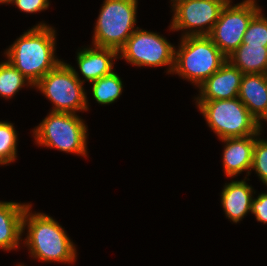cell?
Returning a JSON list of instances; mask_svg holds the SVG:
<instances>
[{
    "instance_id": "cell-23",
    "label": "cell",
    "mask_w": 267,
    "mask_h": 266,
    "mask_svg": "<svg viewBox=\"0 0 267 266\" xmlns=\"http://www.w3.org/2000/svg\"><path fill=\"white\" fill-rule=\"evenodd\" d=\"M21 11L26 13L41 12L49 7V0H11Z\"/></svg>"
},
{
    "instance_id": "cell-11",
    "label": "cell",
    "mask_w": 267,
    "mask_h": 266,
    "mask_svg": "<svg viewBox=\"0 0 267 266\" xmlns=\"http://www.w3.org/2000/svg\"><path fill=\"white\" fill-rule=\"evenodd\" d=\"M243 73L228 60L206 79L199 88L196 101H212L237 98Z\"/></svg>"
},
{
    "instance_id": "cell-25",
    "label": "cell",
    "mask_w": 267,
    "mask_h": 266,
    "mask_svg": "<svg viewBox=\"0 0 267 266\" xmlns=\"http://www.w3.org/2000/svg\"><path fill=\"white\" fill-rule=\"evenodd\" d=\"M261 120H264V121H267V111L266 113L258 120V124H259V127H260V130L262 131V127H261Z\"/></svg>"
},
{
    "instance_id": "cell-16",
    "label": "cell",
    "mask_w": 267,
    "mask_h": 266,
    "mask_svg": "<svg viewBox=\"0 0 267 266\" xmlns=\"http://www.w3.org/2000/svg\"><path fill=\"white\" fill-rule=\"evenodd\" d=\"M238 98L259 120L267 111V74H243Z\"/></svg>"
},
{
    "instance_id": "cell-3",
    "label": "cell",
    "mask_w": 267,
    "mask_h": 266,
    "mask_svg": "<svg viewBox=\"0 0 267 266\" xmlns=\"http://www.w3.org/2000/svg\"><path fill=\"white\" fill-rule=\"evenodd\" d=\"M227 61V57L208 35L181 38L175 50L172 73L187 79L197 87L208 79Z\"/></svg>"
},
{
    "instance_id": "cell-5",
    "label": "cell",
    "mask_w": 267,
    "mask_h": 266,
    "mask_svg": "<svg viewBox=\"0 0 267 266\" xmlns=\"http://www.w3.org/2000/svg\"><path fill=\"white\" fill-rule=\"evenodd\" d=\"M86 126L77 114L50 112L33 134L38 145L87 156Z\"/></svg>"
},
{
    "instance_id": "cell-9",
    "label": "cell",
    "mask_w": 267,
    "mask_h": 266,
    "mask_svg": "<svg viewBox=\"0 0 267 266\" xmlns=\"http://www.w3.org/2000/svg\"><path fill=\"white\" fill-rule=\"evenodd\" d=\"M230 2L231 0L223 7L208 35L226 57L243 43L249 22L261 10L256 0H244L234 6Z\"/></svg>"
},
{
    "instance_id": "cell-8",
    "label": "cell",
    "mask_w": 267,
    "mask_h": 266,
    "mask_svg": "<svg viewBox=\"0 0 267 266\" xmlns=\"http://www.w3.org/2000/svg\"><path fill=\"white\" fill-rule=\"evenodd\" d=\"M119 58L135 66H169L168 73L174 68L175 46L166 38L154 32L136 28L125 45L118 51Z\"/></svg>"
},
{
    "instance_id": "cell-14",
    "label": "cell",
    "mask_w": 267,
    "mask_h": 266,
    "mask_svg": "<svg viewBox=\"0 0 267 266\" xmlns=\"http://www.w3.org/2000/svg\"><path fill=\"white\" fill-rule=\"evenodd\" d=\"M29 204L0 201V248L18 249L23 233L24 211Z\"/></svg>"
},
{
    "instance_id": "cell-1",
    "label": "cell",
    "mask_w": 267,
    "mask_h": 266,
    "mask_svg": "<svg viewBox=\"0 0 267 266\" xmlns=\"http://www.w3.org/2000/svg\"><path fill=\"white\" fill-rule=\"evenodd\" d=\"M55 30L45 23L27 30L6 50L8 62L34 85L62 61L55 57Z\"/></svg>"
},
{
    "instance_id": "cell-20",
    "label": "cell",
    "mask_w": 267,
    "mask_h": 266,
    "mask_svg": "<svg viewBox=\"0 0 267 266\" xmlns=\"http://www.w3.org/2000/svg\"><path fill=\"white\" fill-rule=\"evenodd\" d=\"M17 133L10 122L0 121V165L9 164L16 159Z\"/></svg>"
},
{
    "instance_id": "cell-18",
    "label": "cell",
    "mask_w": 267,
    "mask_h": 266,
    "mask_svg": "<svg viewBox=\"0 0 267 266\" xmlns=\"http://www.w3.org/2000/svg\"><path fill=\"white\" fill-rule=\"evenodd\" d=\"M92 83V94L99 104H111L116 101L123 90L122 80L114 71Z\"/></svg>"
},
{
    "instance_id": "cell-12",
    "label": "cell",
    "mask_w": 267,
    "mask_h": 266,
    "mask_svg": "<svg viewBox=\"0 0 267 266\" xmlns=\"http://www.w3.org/2000/svg\"><path fill=\"white\" fill-rule=\"evenodd\" d=\"M256 135L222 139L226 143L223 151L224 173L228 177H234L243 171L250 175L253 149Z\"/></svg>"
},
{
    "instance_id": "cell-21",
    "label": "cell",
    "mask_w": 267,
    "mask_h": 266,
    "mask_svg": "<svg viewBox=\"0 0 267 266\" xmlns=\"http://www.w3.org/2000/svg\"><path fill=\"white\" fill-rule=\"evenodd\" d=\"M260 10L249 22L242 44L267 47V17Z\"/></svg>"
},
{
    "instance_id": "cell-15",
    "label": "cell",
    "mask_w": 267,
    "mask_h": 266,
    "mask_svg": "<svg viewBox=\"0 0 267 266\" xmlns=\"http://www.w3.org/2000/svg\"><path fill=\"white\" fill-rule=\"evenodd\" d=\"M246 177L241 181L226 183L221 192V203L228 219L234 223L239 222L251 212V202L254 197L252 186L246 182Z\"/></svg>"
},
{
    "instance_id": "cell-6",
    "label": "cell",
    "mask_w": 267,
    "mask_h": 266,
    "mask_svg": "<svg viewBox=\"0 0 267 266\" xmlns=\"http://www.w3.org/2000/svg\"><path fill=\"white\" fill-rule=\"evenodd\" d=\"M83 81L71 65L61 62L49 71L34 86L53 104L51 112L73 113L87 111L88 100Z\"/></svg>"
},
{
    "instance_id": "cell-10",
    "label": "cell",
    "mask_w": 267,
    "mask_h": 266,
    "mask_svg": "<svg viewBox=\"0 0 267 266\" xmlns=\"http://www.w3.org/2000/svg\"><path fill=\"white\" fill-rule=\"evenodd\" d=\"M171 30H186L182 37L209 35L229 0H171ZM206 27V28H205ZM197 28V29H196Z\"/></svg>"
},
{
    "instance_id": "cell-24",
    "label": "cell",
    "mask_w": 267,
    "mask_h": 266,
    "mask_svg": "<svg viewBox=\"0 0 267 266\" xmlns=\"http://www.w3.org/2000/svg\"><path fill=\"white\" fill-rule=\"evenodd\" d=\"M251 213L257 221L267 224V193L259 194L257 198L252 199Z\"/></svg>"
},
{
    "instance_id": "cell-2",
    "label": "cell",
    "mask_w": 267,
    "mask_h": 266,
    "mask_svg": "<svg viewBox=\"0 0 267 266\" xmlns=\"http://www.w3.org/2000/svg\"><path fill=\"white\" fill-rule=\"evenodd\" d=\"M30 208L31 204L24 211L23 231L27 226L24 245L29 248L31 257L43 262H75L76 248L64 228L47 214L30 213Z\"/></svg>"
},
{
    "instance_id": "cell-22",
    "label": "cell",
    "mask_w": 267,
    "mask_h": 266,
    "mask_svg": "<svg viewBox=\"0 0 267 266\" xmlns=\"http://www.w3.org/2000/svg\"><path fill=\"white\" fill-rule=\"evenodd\" d=\"M253 149V159L251 170H255L260 180L267 186V140L258 139Z\"/></svg>"
},
{
    "instance_id": "cell-19",
    "label": "cell",
    "mask_w": 267,
    "mask_h": 266,
    "mask_svg": "<svg viewBox=\"0 0 267 266\" xmlns=\"http://www.w3.org/2000/svg\"><path fill=\"white\" fill-rule=\"evenodd\" d=\"M29 81L7 60L0 63V96L5 99L13 97Z\"/></svg>"
},
{
    "instance_id": "cell-7",
    "label": "cell",
    "mask_w": 267,
    "mask_h": 266,
    "mask_svg": "<svg viewBox=\"0 0 267 266\" xmlns=\"http://www.w3.org/2000/svg\"><path fill=\"white\" fill-rule=\"evenodd\" d=\"M138 0H104L94 28L93 46L119 51L135 31Z\"/></svg>"
},
{
    "instance_id": "cell-17",
    "label": "cell",
    "mask_w": 267,
    "mask_h": 266,
    "mask_svg": "<svg viewBox=\"0 0 267 266\" xmlns=\"http://www.w3.org/2000/svg\"><path fill=\"white\" fill-rule=\"evenodd\" d=\"M227 60L243 74H267V47L241 44Z\"/></svg>"
},
{
    "instance_id": "cell-13",
    "label": "cell",
    "mask_w": 267,
    "mask_h": 266,
    "mask_svg": "<svg viewBox=\"0 0 267 266\" xmlns=\"http://www.w3.org/2000/svg\"><path fill=\"white\" fill-rule=\"evenodd\" d=\"M118 55V51L113 48H84L77 54V64L82 76L92 82L113 72L112 61H115Z\"/></svg>"
},
{
    "instance_id": "cell-26",
    "label": "cell",
    "mask_w": 267,
    "mask_h": 266,
    "mask_svg": "<svg viewBox=\"0 0 267 266\" xmlns=\"http://www.w3.org/2000/svg\"><path fill=\"white\" fill-rule=\"evenodd\" d=\"M10 1H11V0H0V4H2V3H3V4H5V3H6V4H7V3L10 4Z\"/></svg>"
},
{
    "instance_id": "cell-4",
    "label": "cell",
    "mask_w": 267,
    "mask_h": 266,
    "mask_svg": "<svg viewBox=\"0 0 267 266\" xmlns=\"http://www.w3.org/2000/svg\"><path fill=\"white\" fill-rule=\"evenodd\" d=\"M196 102L208 126L221 140L261 134L258 120L238 97Z\"/></svg>"
}]
</instances>
